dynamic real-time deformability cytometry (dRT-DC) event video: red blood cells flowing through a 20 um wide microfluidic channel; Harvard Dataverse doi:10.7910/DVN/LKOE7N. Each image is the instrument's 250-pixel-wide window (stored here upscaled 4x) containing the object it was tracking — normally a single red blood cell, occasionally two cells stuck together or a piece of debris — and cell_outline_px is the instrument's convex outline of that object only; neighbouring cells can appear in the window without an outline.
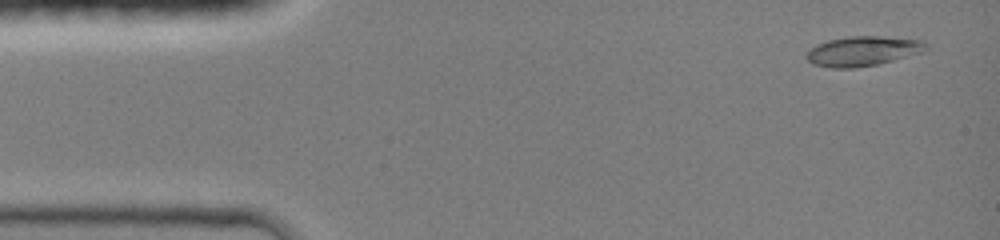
{"species": "common noctule bat (a hibernating species)", "species_latin": "Nyctalus noctula", "temperature_condition": "room temperature", "stored_images_in_passage": 40, "camera_frame_rate_fps": 3000, "um_per_image_px": 0.085, "animal": {"sex": "female", "body_mass_g": 19.0, "forearm_length_mm": 51.5}, "frame": {"image": 1, "passage_image": 2, "time_ms": 0.333, "image_size_px": [1000, 240], "cell_outline_px": [[928, 48], [920, 52], [892, 60], [876, 64], [856, 68], [832, 68], [812, 64], [804, 56], [816, 44], [828, 40], [848, 36], [880, 36], [924, 40], [928, 44]], "centroid_in_image_um": [73.32, 4.33], "position_along_channel_um": 11.7, "area_um2": 20.63}}
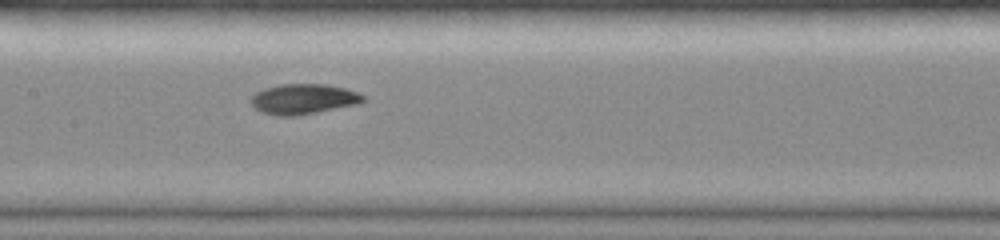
{"frame": {"image": 2, "passage_image": 24, "time_ms": 6.667, "image_size_px": [1000, 240], "cell_outline_px": [[368, 100], [360, 104], [296, 116], [280, 116], [264, 112], [256, 108], [252, 104], [252, 96], [256, 92], [264, 88], [280, 84], [328, 84], [344, 88], [368, 96]], "centroid_in_image_um": [25.88, 8.41], "position_along_channel_um": 181.5, "area_um2": 19.88}}
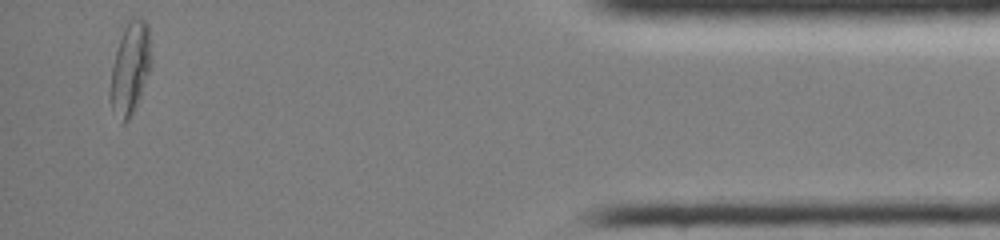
{"frame": {"image": 3, "passage_image": 40, "time_ms": 13.667, "image_size_px": [1000, 240], "cell_outline_px": [[152, 60], [148, 72], [136, 104], [128, 120], [124, 124], [120, 124], [108, 100], [108, 92], [112, 68], [116, 52], [124, 28], [128, 20], [136, 16], [144, 20], [148, 24]], "centroid_in_image_um": [11.04, 5.81], "position_along_channel_um": 424.2, "area_um2": 21.85}, "authors_computed_cell_mechanics": {"area_um2": 19.652, "velocity_mm_per_s": 4.2569, "shape_relaxation_time_tau1_ms": 5.1839, "shape_relaxation_time_tau2_ms": 4.0327, "deformation_change_tau1": 0.1798, "deformation_change_tau2": 0.0738}}